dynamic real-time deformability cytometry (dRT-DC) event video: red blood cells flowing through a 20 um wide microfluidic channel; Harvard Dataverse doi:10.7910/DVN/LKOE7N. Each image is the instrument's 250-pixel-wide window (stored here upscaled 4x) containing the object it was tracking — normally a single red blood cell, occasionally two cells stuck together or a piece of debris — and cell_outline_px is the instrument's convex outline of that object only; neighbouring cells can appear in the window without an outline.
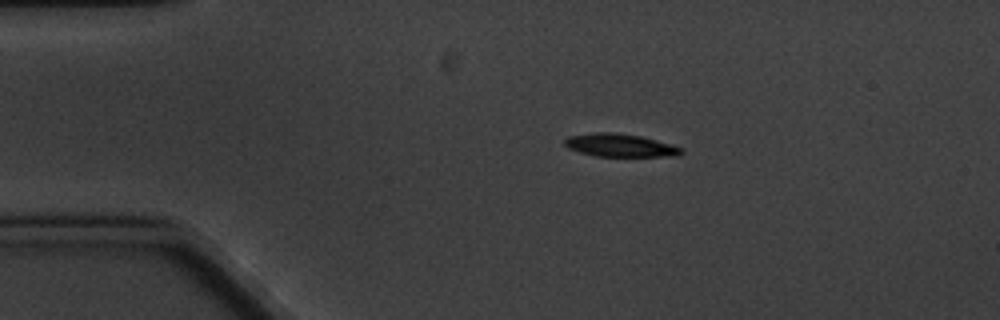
{"species": "common noctule bat (a hibernating species)", "species_latin": "Nyctalus noctula", "temperature_condition": "cold", "stored_images_in_passage": 3, "camera_frame_rate_fps": 3000, "um_per_image_px": 0.085, "animal": {"sex": "male", "body_mass_g": 20.1, "forearm_length_mm": 53.5}, "frame": {"image": 1, "passage_image": 1, "time_ms": 0.0, "image_size_px": [1000, 320], "cell_outline_px": [[684, 152], [680, 156], [596, 156], [580, 152], [568, 148], [564, 144], [564, 140], [568, 136], [600, 132], [608, 132], [640, 136], [656, 140], [684, 148]], "centroid_in_image_um": [52.74, 12.36], "position_along_channel_um": 32.3, "area_um2": 15.49}}
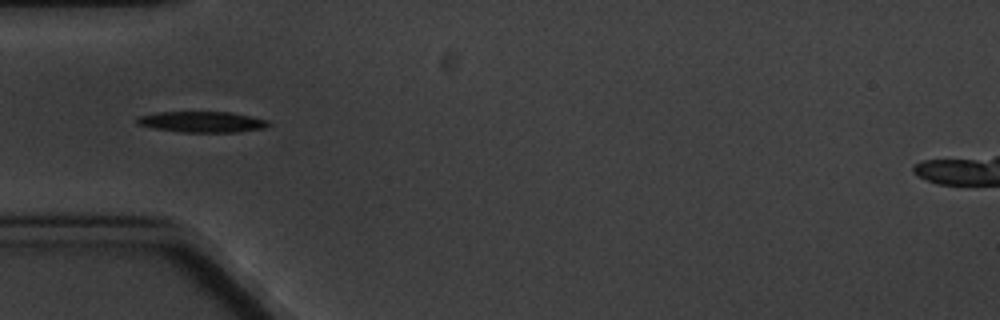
{"frame": {"image": 2, "passage_image": 3, "time_ms": 2.333, "image_size_px": [1000, 320], "cell_outline_px": [[272, 124], [264, 128], [240, 132], [184, 132], [152, 128], [136, 124], [136, 120], [140, 116], [156, 112], [228, 112], [268, 120]], "centroid_in_image_um": [17.17, 10.36], "position_along_channel_um": 67.8, "area_um2": 15.95}}